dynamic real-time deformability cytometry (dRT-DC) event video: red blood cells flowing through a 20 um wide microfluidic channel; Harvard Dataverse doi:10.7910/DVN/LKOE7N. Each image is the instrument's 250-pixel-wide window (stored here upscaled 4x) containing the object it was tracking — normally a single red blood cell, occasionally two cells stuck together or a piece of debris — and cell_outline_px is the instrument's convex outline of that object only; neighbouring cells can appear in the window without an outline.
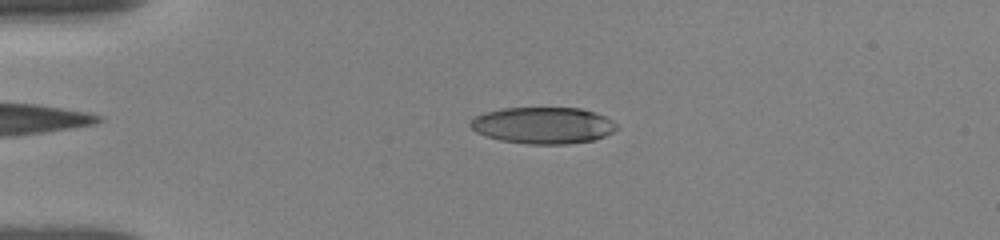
{"species": "human", "species_latin": "Homo sapiens", "temperature_condition": "room temperature", "stored_images_in_passage": 43, "camera_frame_rate_fps": 3000, "um_per_image_px": 0.085, "donor": {"sex": "female"}, "frame": {"image": 1, "passage_image": 7, "time_ms": 1.333, "image_size_px": [1000, 240], "cell_outline_px": [[616, 128], [612, 132], [604, 136], [592, 140], [568, 144], [528, 144], [500, 140], [484, 136], [476, 132], [468, 124], [476, 116], [484, 112], [504, 108], [580, 108], [596, 112], [604, 116], [616, 124]], "centroid_in_image_um": [46.13, 10.66], "position_along_channel_um": 38.9, "area_um2": 31.1}}
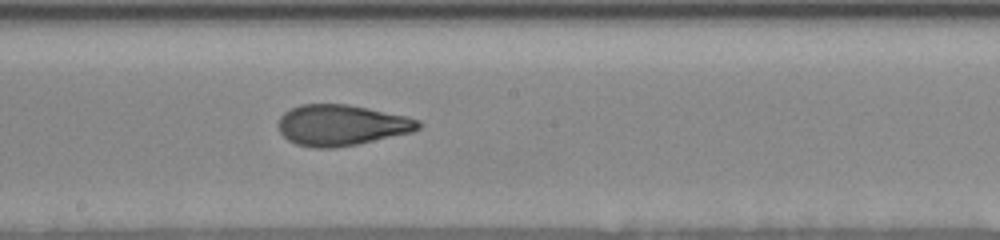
{"frame": {"image": 2, "passage_image": 24, "time_ms": 7.0, "image_size_px": [1000, 240], "cell_outline_px": [[420, 128], [412, 132], [356, 144], [332, 148], [316, 148], [296, 144], [288, 140], [280, 132], [280, 116], [284, 112], [300, 104], [348, 104], [368, 108], [404, 116], [420, 120]], "centroid_in_image_um": [29.01, 10.63], "position_along_channel_um": 219.2, "area_um2": 33.0}}
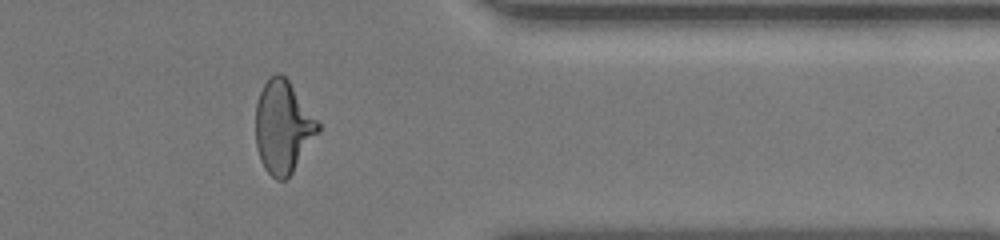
{"frame": {"image": 3, "passage_image": 40, "time_ms": 11.667, "image_size_px": [1000, 240], "cell_outline_px": [[320, 132], [292, 172], [284, 180], [276, 180], [264, 168], [260, 160], [256, 144], [256, 104], [260, 92], [264, 84], [276, 72], [280, 72], [288, 80], [320, 124]], "centroid_in_image_um": [24.06, 10.81], "position_along_channel_um": 387.3, "area_um2": 33.35}, "authors_computed_cell_mechanics": {"area_um2": 33.0038, "velocity_mm_per_s": 3.8352, "shape_relaxation_time_tau1_ms": 4.4753, "shape_relaxation_time_tau2_ms": 1.3613, "deformation_change_tau1": 0.2062, "deformation_change_tau2": 0.0852}}